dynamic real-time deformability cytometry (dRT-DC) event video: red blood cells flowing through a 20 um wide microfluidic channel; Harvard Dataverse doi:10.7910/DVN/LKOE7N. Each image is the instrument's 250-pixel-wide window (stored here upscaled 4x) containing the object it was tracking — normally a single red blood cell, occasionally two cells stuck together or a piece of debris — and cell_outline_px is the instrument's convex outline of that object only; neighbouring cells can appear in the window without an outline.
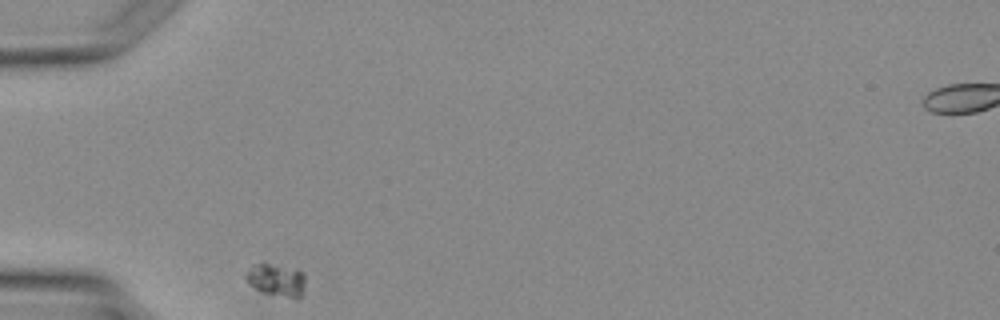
{"species": "Egyptian fruit bat (a non-hibernating species)", "species_latin": "Rousettus aegyptiacus", "temperature_condition": "warm", "stored_images_in_passage": 2, "camera_frame_rate_fps": 3000, "um_per_image_px": 0.085, "animal": {"sex": "female"}, "frame": {"image": 1, "passage_image": 1, "time_ms": 0.0, "image_size_px": [1000, 320], "cell_outline_px": [[304, 280], [300, 296], [296, 300], [260, 292], [248, 284], [244, 280], [244, 272], [256, 264], [264, 260], [296, 268], [304, 272]], "centroid_in_image_um": [23.43, 23.76], "position_along_channel_um": 61.6, "area_um2": 12.02}}
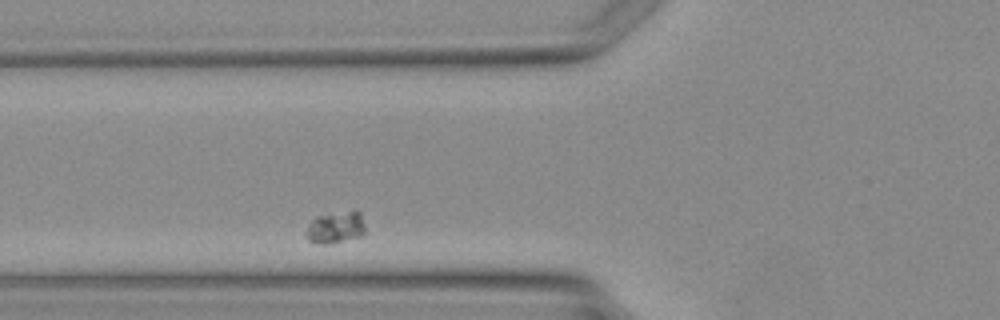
{"frame": {"image": 2, "passage_image": 2, "time_ms": 1.0, "image_size_px": [1000, 320], "cell_outline_px": [[364, 232], [360, 236], [328, 244], [324, 244], [308, 240], [304, 236], [304, 232], [308, 224], [316, 216], [356, 208], [360, 212], [364, 224]], "centroid_in_image_um": [28.5, 19.29], "position_along_channel_um": 97.3, "area_um2": 11.21}}